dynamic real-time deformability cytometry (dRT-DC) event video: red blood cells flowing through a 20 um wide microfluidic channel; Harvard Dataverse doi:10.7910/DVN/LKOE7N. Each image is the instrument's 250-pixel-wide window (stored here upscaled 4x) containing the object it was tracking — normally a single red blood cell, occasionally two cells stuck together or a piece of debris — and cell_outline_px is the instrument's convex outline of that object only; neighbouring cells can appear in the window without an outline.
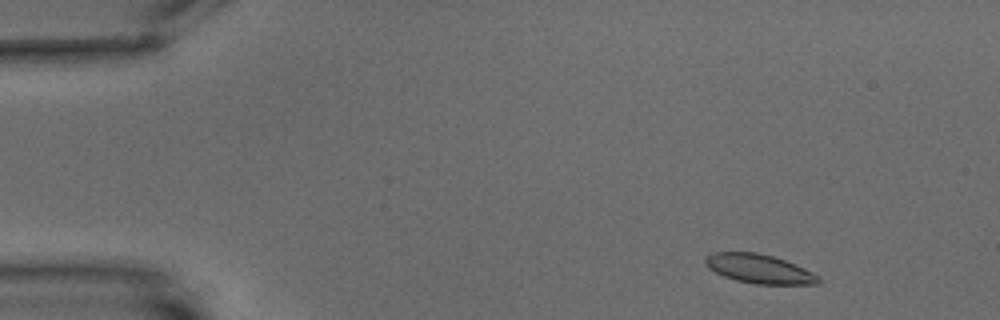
{"species": "common noctule bat (a hibernating species)", "species_latin": "Nyctalus noctula", "temperature_condition": "warm", "stored_images_in_passage": 4, "camera_frame_rate_fps": 3000, "um_per_image_px": 0.085, "animal": {"sex": "male", "body_mass_g": 15.6}, "frame": {"image": 1, "passage_image": 2, "time_ms": 1.0, "image_size_px": [1000, 320], "cell_outline_px": [[820, 284], [756, 284], [736, 280], [724, 276], [708, 268], [704, 260], [708, 256], [716, 252], [756, 252], [772, 256], [796, 264], [820, 276]], "centroid_in_image_um": [64.56, 22.85], "position_along_channel_um": 20.4, "area_um2": 19.02}}
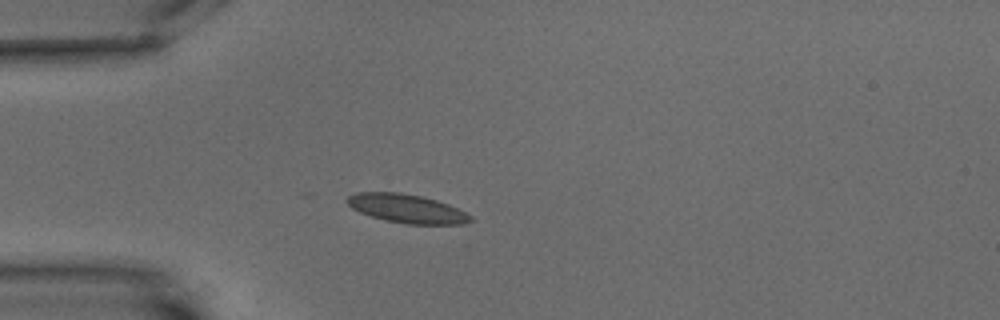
{"frame": {"image": 2, "passage_image": 4, "time_ms": 4.333, "image_size_px": [1000, 320], "cell_outline_px": [[476, 220], [464, 224], [408, 224], [384, 220], [360, 212], [352, 208], [344, 200], [348, 196], [356, 192], [400, 192], [420, 196], [436, 200], [448, 204], [472, 216]], "centroid_in_image_um": [34.58, 17.73], "position_along_channel_um": 50.4, "area_um2": 20.63}}